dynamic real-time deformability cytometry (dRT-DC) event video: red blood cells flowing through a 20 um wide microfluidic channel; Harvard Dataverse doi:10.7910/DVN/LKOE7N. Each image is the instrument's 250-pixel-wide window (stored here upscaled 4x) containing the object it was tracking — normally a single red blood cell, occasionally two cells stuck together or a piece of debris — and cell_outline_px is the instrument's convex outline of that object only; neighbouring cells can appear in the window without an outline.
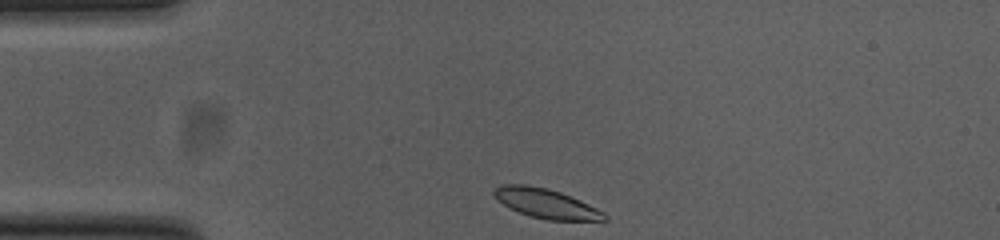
{"species": "common noctule bat (a hibernating species)", "species_latin": "Nyctalus noctula", "temperature_condition": "cold", "stored_images_in_passage": 34, "camera_frame_rate_fps": 3000, "um_per_image_px": 0.085, "animal": {"sex": "female", "body_mass_g": 23.0, "forearm_length_mm": 53.4}, "frame": {"image": 1, "passage_image": 1, "time_ms": 0.0, "image_size_px": [1000, 240], "cell_outline_px": [[608, 220], [548, 220], [532, 216], [508, 208], [496, 200], [492, 192], [496, 188], [504, 184], [524, 184], [548, 188], [560, 192], [580, 200], [604, 212], [608, 216]], "centroid_in_image_um": [46.39, 17.29], "position_along_channel_um": 38.6, "area_um2": 18.9}}
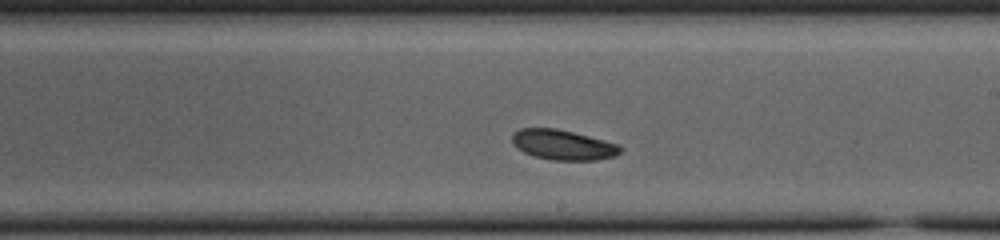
{"frame": {"image": 2, "passage_image": 20, "time_ms": 6.333, "image_size_px": [1000, 240], "cell_outline_px": [[620, 152], [616, 156], [596, 160], [552, 160], [536, 156], [524, 152], [512, 144], [512, 136], [520, 128], [556, 128], [620, 144]], "centroid_in_image_um": [47.86, 12.31], "position_along_channel_um": 241.1, "area_um2": 18.79}}
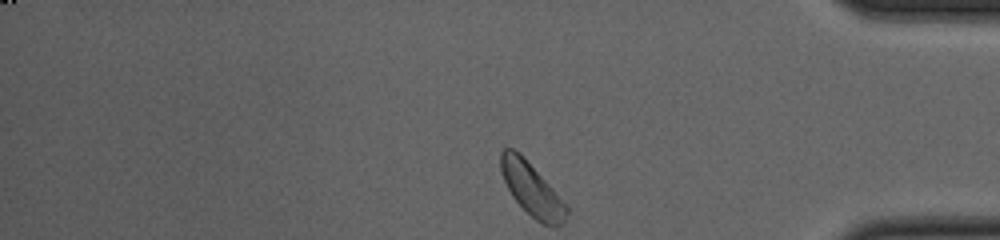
{"frame": {"image": 3, "passage_image": 34, "time_ms": 11.0, "image_size_px": [1000, 240], "cell_outline_px": [[568, 212], [564, 224], [544, 224], [536, 220], [512, 196], [504, 180], [500, 168], [500, 152], [504, 148], [512, 148], [520, 152], [548, 184], [568, 208]], "centroid_in_image_um": [45.16, 16.05], "position_along_channel_um": 390.0, "area_um2": 19.59}, "authors_computed_cell_mechanics": {"area_um2": 18.9006, "velocity_mm_per_s": 3.6989, "shape_relaxation_time_tau1_ms": 1.8484, "shape_relaxation_time_tau2_ms": null, "deformation_change_tau1": 0.1062, "deformation_change_tau2": null}}